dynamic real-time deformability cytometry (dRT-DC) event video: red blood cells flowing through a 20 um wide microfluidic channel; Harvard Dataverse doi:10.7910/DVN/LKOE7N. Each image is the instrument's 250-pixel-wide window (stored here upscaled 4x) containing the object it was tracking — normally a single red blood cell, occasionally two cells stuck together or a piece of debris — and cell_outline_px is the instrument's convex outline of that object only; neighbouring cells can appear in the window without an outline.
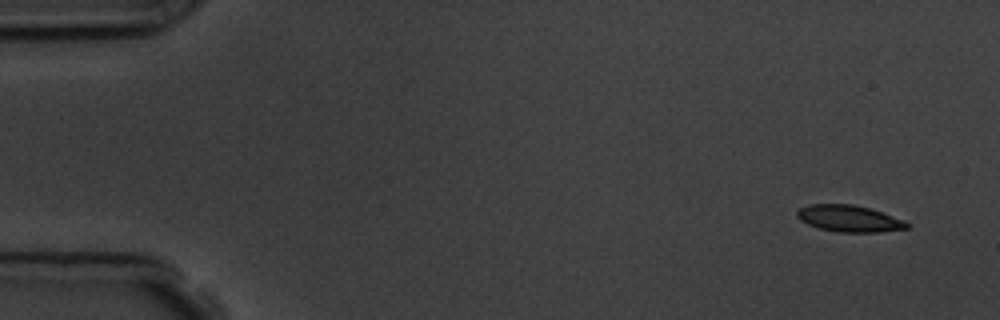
{"species": "common noctule bat (a hibernating species)", "species_latin": "Nyctalus noctula", "temperature_condition": "room temperature", "stored_images_in_passage": 7, "camera_frame_rate_fps": 3000, "um_per_image_px": 0.085, "animal": {"sex": "male", "body_mass_g": 19.5, "forearm_length_mm": 54.6}, "frame": {"image": 1, "passage_image": 1, "time_ms": 0.0, "image_size_px": [1000, 320], "cell_outline_px": [[908, 228], [880, 232], [836, 232], [820, 228], [808, 224], [800, 220], [796, 216], [796, 212], [800, 208], [808, 204], [852, 204], [872, 208], [904, 220], [908, 224]], "centroid_in_image_um": [72.17, 18.57], "position_along_channel_um": 12.8, "area_um2": 17.11}}
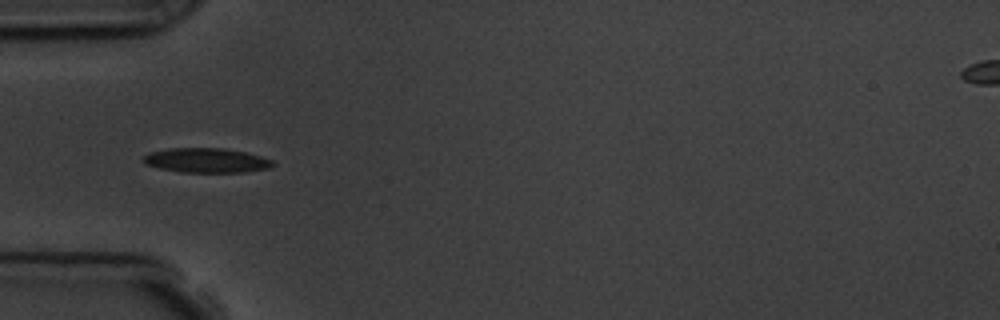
{"frame": {"image": 2, "passage_image": 5, "time_ms": 4.667, "image_size_px": [1000, 320], "cell_outline_px": [[276, 164], [268, 168], [244, 172], [180, 172], [160, 168], [144, 164], [140, 160], [148, 152], [172, 148], [224, 148], [244, 152], [260, 156], [272, 160]], "centroid_in_image_um": [17.5, 13.63], "position_along_channel_um": 67.5, "area_um2": 18.55}}